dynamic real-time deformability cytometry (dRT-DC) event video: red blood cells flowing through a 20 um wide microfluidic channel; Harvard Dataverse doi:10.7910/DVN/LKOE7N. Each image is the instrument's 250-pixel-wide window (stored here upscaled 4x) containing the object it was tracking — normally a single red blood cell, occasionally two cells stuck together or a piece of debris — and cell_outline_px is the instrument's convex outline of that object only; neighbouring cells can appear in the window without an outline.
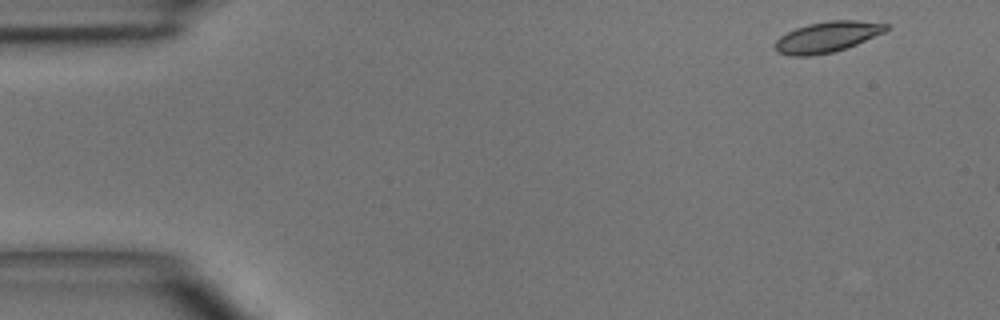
{"species": "common noctule bat (a hibernating species)", "species_latin": "Nyctalus noctula", "temperature_condition": "room temperature", "stored_images_in_passage": 3, "camera_frame_rate_fps": 3000, "um_per_image_px": 0.085, "animal": {"sex": "male", "body_mass_g": 15.6}, "frame": {"image": 1, "passage_image": 1, "time_ms": 0.0, "image_size_px": [1000, 320], "cell_outline_px": [[888, 28], [884, 32], [856, 44], [832, 52], [812, 56], [788, 56], [776, 52], [772, 44], [780, 36], [796, 28], [808, 24], [828, 20], [856, 20], [888, 24]], "centroid_in_image_um": [70.24, 3.15], "position_along_channel_um": 14.8, "area_um2": 19.88}}